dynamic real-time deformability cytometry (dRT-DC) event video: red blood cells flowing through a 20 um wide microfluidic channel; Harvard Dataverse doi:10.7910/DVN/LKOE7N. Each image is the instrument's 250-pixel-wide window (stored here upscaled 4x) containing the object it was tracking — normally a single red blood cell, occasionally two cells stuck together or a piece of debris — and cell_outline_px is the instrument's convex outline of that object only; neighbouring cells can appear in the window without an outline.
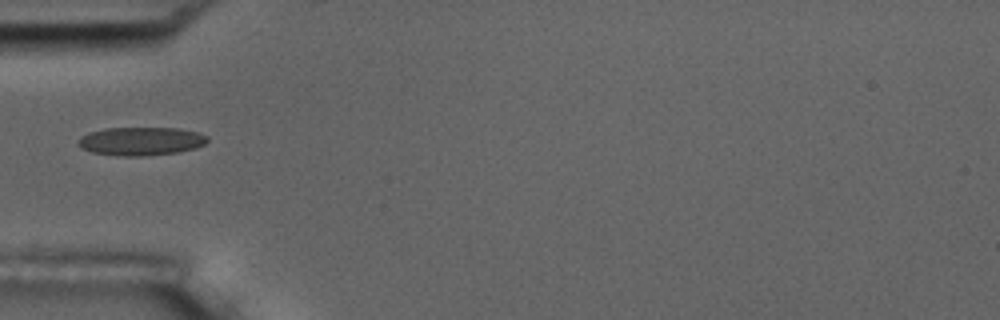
{"species": "common noctule bat (a hibernating species)", "species_latin": "Nyctalus noctula", "temperature_condition": "room temperature", "stored_images_in_passage": 5, "camera_frame_rate_fps": 3000, "um_per_image_px": 0.085, "animal": {"sex": "male", "body_mass_g": 17.5, "forearm_length_mm": 52.3}, "frame": {"image": 1, "passage_image": 5, "time_ms": 5.333, "image_size_px": [1000, 320], "cell_outline_px": [[208, 140], [204, 144], [196, 148], [176, 152], [140, 156], [124, 156], [92, 152], [76, 144], [80, 136], [88, 132], [104, 128], [180, 128], [196, 132], [208, 136]], "centroid_in_image_um": [11.97, 11.99], "position_along_channel_um": 73.0, "area_um2": 21.27}}